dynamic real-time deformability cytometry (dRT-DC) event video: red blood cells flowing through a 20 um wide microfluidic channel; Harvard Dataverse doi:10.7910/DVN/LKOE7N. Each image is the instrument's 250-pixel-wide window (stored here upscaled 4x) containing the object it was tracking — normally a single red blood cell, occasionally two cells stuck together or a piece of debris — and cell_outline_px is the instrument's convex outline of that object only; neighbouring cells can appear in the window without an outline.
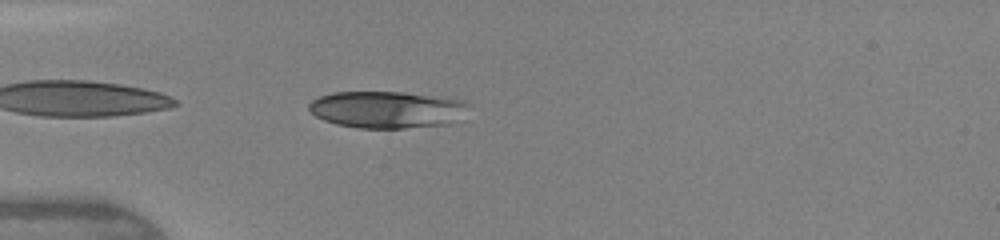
{"species": "human", "species_latin": "Homo sapiens", "temperature_condition": "warm", "stored_images_in_passage": 33, "camera_frame_rate_fps": 3000, "um_per_image_px": 0.085, "donor": {"sex": "female"}, "frame": {"image": 1, "passage_image": 1, "time_ms": 0.0, "image_size_px": [1000, 240], "cell_outline_px": [[472, 104], [448, 124], [404, 128], [356, 128], [336, 124], [324, 120], [316, 116], [308, 108], [308, 104], [312, 100], [320, 96], [336, 92], [404, 92], [448, 96], [464, 100]], "centroid_in_image_um": [32.9, 9.29], "position_along_channel_um": 52.1, "area_um2": 34.51}}
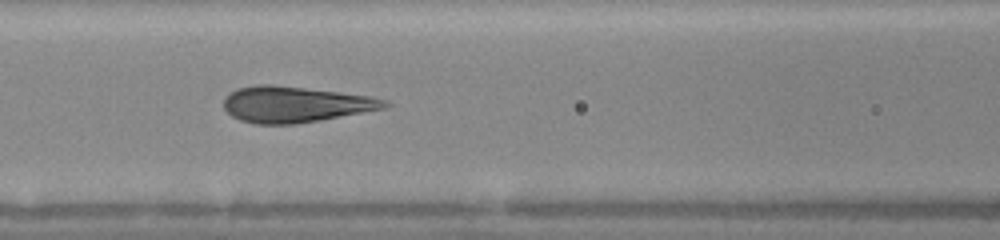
{"frame": {"image": 2, "passage_image": 8, "time_ms": 2.333, "image_size_px": [1000, 240], "cell_outline_px": [[392, 104], [384, 108], [320, 120], [296, 124], [256, 124], [240, 120], [232, 116], [224, 108], [224, 96], [228, 92], [236, 88], [256, 84], [272, 84], [340, 92], [372, 96], [388, 100]], "centroid_in_image_um": [25.07, 8.86], "position_along_channel_um": 141.5, "area_um2": 33.93}}
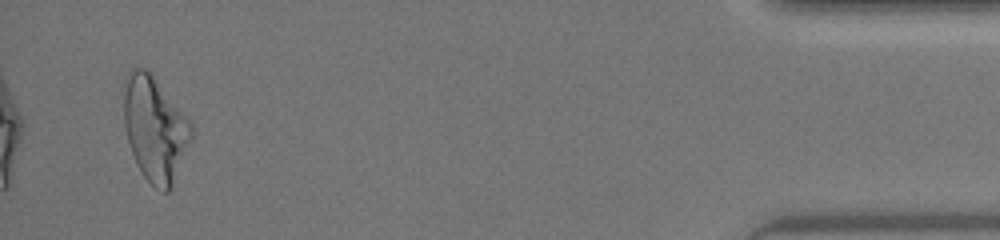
{"frame": {"image": 3, "passage_image": 32, "time_ms": 10.333, "image_size_px": [1000, 240], "cell_outline_px": [[196, 132], [172, 184], [168, 192], [164, 192], [156, 188], [144, 176], [136, 164], [128, 140], [124, 124], [124, 80], [128, 72], [132, 68], [144, 68], [152, 76], [192, 124]], "centroid_in_image_um": [13.17, 10.97], "position_along_channel_um": 422.0, "area_um2": 40.69}, "authors_computed_cell_mechanics": {"area_um2": 34.391, "velocity_mm_per_s": 4.3756, "shape_relaxation_time_tau1_ms": 3.5831, "shape_relaxation_time_tau2_ms": null, "deformation_change_tau1": 0.1867, "deformation_change_tau2": null}}